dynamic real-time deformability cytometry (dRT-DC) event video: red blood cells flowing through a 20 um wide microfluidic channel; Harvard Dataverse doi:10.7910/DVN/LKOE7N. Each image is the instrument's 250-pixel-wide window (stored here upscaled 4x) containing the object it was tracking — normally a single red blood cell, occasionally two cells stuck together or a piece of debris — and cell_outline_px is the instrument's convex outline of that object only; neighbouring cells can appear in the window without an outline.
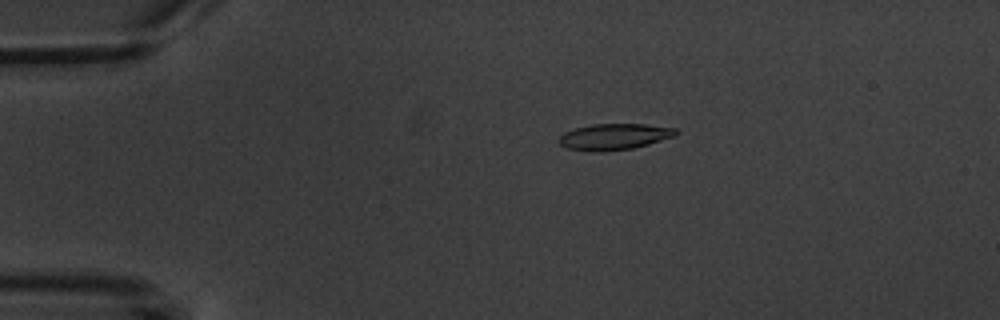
{"species": "common noctule bat (a hibernating species)", "species_latin": "Nyctalus noctula", "temperature_condition": "warm", "stored_images_in_passage": 6, "camera_frame_rate_fps": 3000, "um_per_image_px": 0.085, "animal": {"sex": "male", "body_mass_g": 20.1, "forearm_length_mm": 53.5}, "frame": {"image": 1, "passage_image": 4, "time_ms": 3.333, "image_size_px": [1000, 320], "cell_outline_px": [[680, 132], [676, 136], [648, 144], [632, 148], [604, 152], [592, 152], [568, 148], [560, 144], [556, 140], [564, 132], [576, 128], [592, 124], [644, 124], [676, 128]], "centroid_in_image_um": [52.21, 11.62], "position_along_channel_um": 32.8, "area_um2": 17.98}}
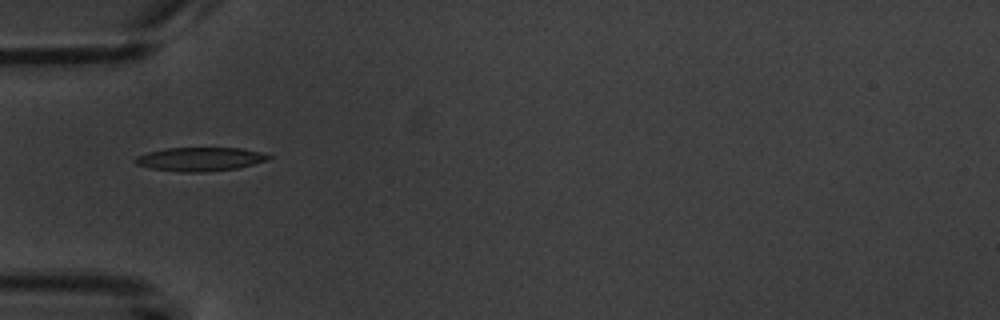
{"frame": {"image": 2, "passage_image": 6, "time_ms": 5.667, "image_size_px": [1000, 320], "cell_outline_px": [[272, 156], [268, 160], [240, 168], [204, 172], [184, 172], [152, 168], [136, 164], [132, 160], [136, 156], [148, 152], [168, 148], [240, 148], [260, 152]], "centroid_in_image_um": [17.01, 13.53], "position_along_channel_um": 68.0, "area_um2": 18.38}}